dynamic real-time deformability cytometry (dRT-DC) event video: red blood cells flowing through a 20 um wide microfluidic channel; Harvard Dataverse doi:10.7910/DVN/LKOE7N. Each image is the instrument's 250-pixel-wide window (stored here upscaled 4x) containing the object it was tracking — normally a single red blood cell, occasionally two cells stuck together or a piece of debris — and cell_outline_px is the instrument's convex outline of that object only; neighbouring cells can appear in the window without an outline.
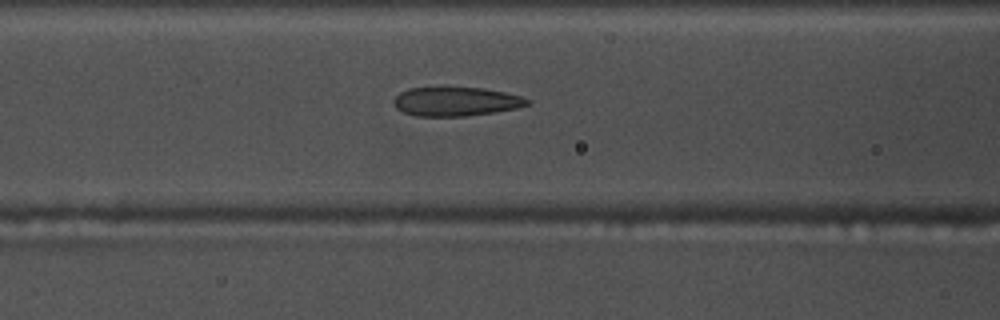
{"species": "common noctule bat (a hibernating species)", "species_latin": "Nyctalus noctula", "temperature_condition": "warm", "stored_images_in_passage": 46, "camera_frame_rate_fps": 3000, "um_per_image_px": 0.085, "animal": {"sex": "male", "body_mass_g": 17.5, "forearm_length_mm": 52.3}, "frame": {"image": 1, "passage_image": 14, "time_ms": 4.333, "image_size_px": [1000, 320], "cell_outline_px": [[532, 104], [516, 108], [492, 112], [464, 116], [416, 116], [404, 112], [396, 108], [392, 104], [392, 100], [400, 92], [408, 88], [484, 88], [504, 92], [520, 96], [532, 100]], "centroid_in_image_um": [38.75, 8.63], "position_along_channel_um": 127.9, "area_um2": 22.48}, "authors_computed_cell_mechanics": {"area_um2": 23.698, "velocity_mm_per_s": 3.7532, "shape_relaxation_time_tau1_ms": 11.0542, "shape_relaxation_time_tau2_ms": 1.8951, "deformation_change_tau1": 0.279, "deformation_change_tau2": 0.1116}}